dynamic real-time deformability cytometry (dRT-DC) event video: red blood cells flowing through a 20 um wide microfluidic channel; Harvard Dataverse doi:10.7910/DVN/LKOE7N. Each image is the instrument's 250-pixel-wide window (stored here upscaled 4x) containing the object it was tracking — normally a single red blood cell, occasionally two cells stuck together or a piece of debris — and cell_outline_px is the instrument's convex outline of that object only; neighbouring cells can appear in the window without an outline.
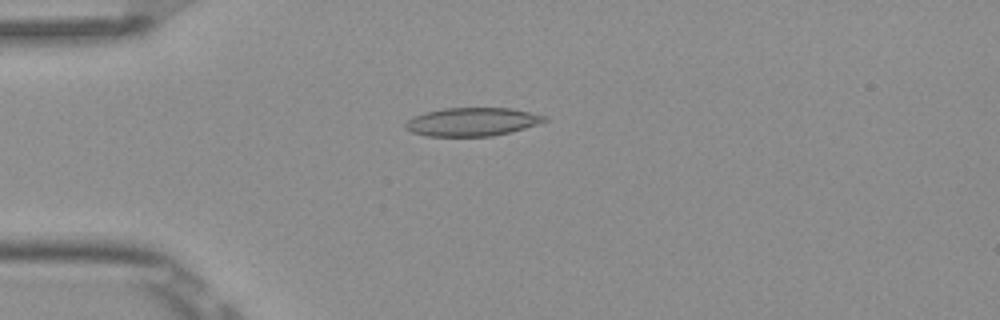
{"species": "Egyptian fruit bat (a non-hibernating species)", "species_latin": "Rousettus aegyptiacus", "temperature_condition": "room temperature", "stored_images_in_passage": 4, "camera_frame_rate_fps": 3000, "um_per_image_px": 0.085, "frame": {"image": 1, "passage_image": 4, "time_ms": 1.0, "image_size_px": [1000, 320], "cell_outline_px": [[548, 120], [524, 128], [492, 136], [428, 136], [412, 132], [404, 128], [404, 124], [408, 120], [424, 112], [444, 108], [512, 108], [548, 116]], "centroid_in_image_um": [40.13, 10.35], "position_along_channel_um": 44.9, "area_um2": 22.89}}